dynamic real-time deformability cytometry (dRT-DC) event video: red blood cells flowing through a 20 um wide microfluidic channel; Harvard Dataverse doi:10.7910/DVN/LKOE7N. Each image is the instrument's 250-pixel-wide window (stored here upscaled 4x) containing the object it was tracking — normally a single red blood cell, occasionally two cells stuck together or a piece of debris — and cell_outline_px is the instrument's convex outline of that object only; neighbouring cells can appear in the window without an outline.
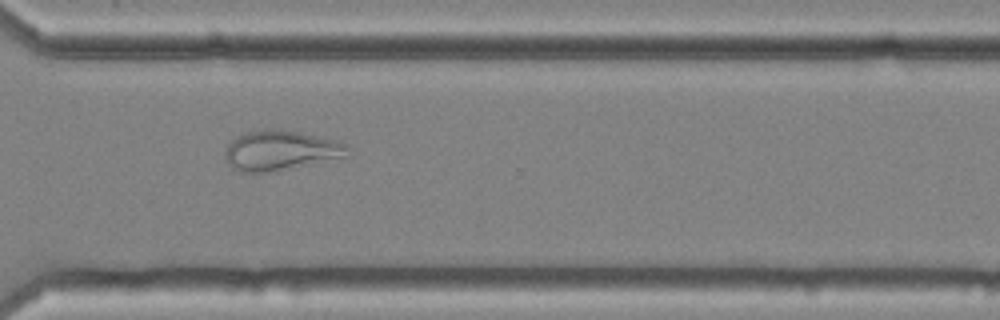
{"species": "common noctule bat (a hibernating species)", "species_latin": "Nyctalus noctula", "temperature_condition": "cold", "stored_images_in_passage": 39, "camera_frame_rate_fps": 3000, "um_per_image_px": 0.085, "animal": {"sex": "female", "body_mass_g": 25.1}, "frame": {"image": 1, "passage_image": 25, "time_ms": 8.0, "image_size_px": [1000, 320], "cell_outline_px": [[348, 156], [276, 172], [240, 172], [232, 168], [228, 164], [224, 156], [224, 152], [228, 144], [236, 136], [260, 128], [276, 128], [300, 132], [340, 140], [348, 144]], "centroid_in_image_um": [23.86, 12.78], "position_along_channel_um": 346.7, "area_um2": 29.19}}
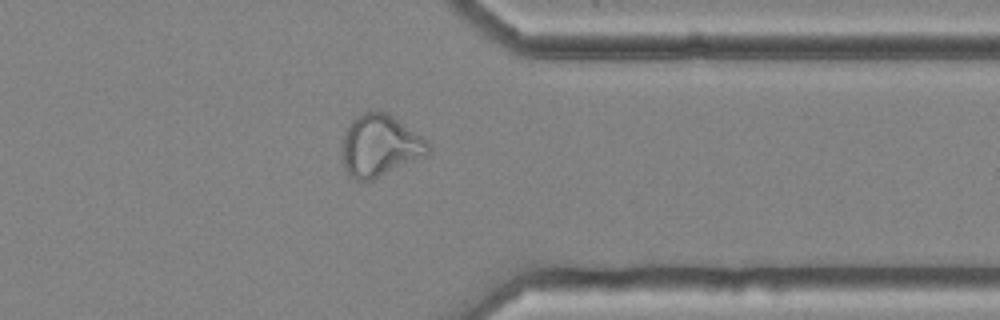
{"frame": {"image": 2, "passage_image": 28, "time_ms": 9.0, "image_size_px": [1000, 320], "cell_outline_px": [[432, 152], [424, 156], [372, 180], [356, 180], [344, 168], [344, 132], [352, 120], [356, 116], [364, 112], [388, 112], [428, 140], [432, 148]], "centroid_in_image_um": [32.35, 12.36], "position_along_channel_um": 379.1, "area_um2": 30.63}}
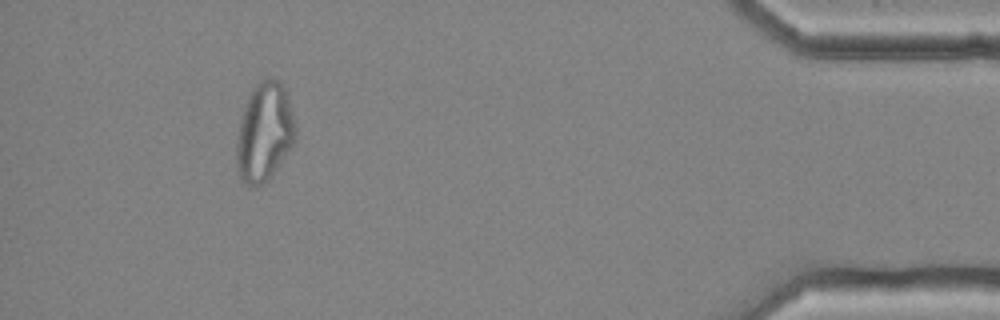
{"frame": {"image": 3, "passage_image": 35, "time_ms": 11.333, "image_size_px": [1000, 320], "cell_outline_px": [[296, 132], [292, 144], [272, 176], [264, 184], [256, 188], [252, 188], [240, 180], [236, 168], [236, 140], [240, 120], [244, 104], [252, 88], [260, 80], [280, 80], [284, 84], [288, 96], [296, 128]], "centroid_in_image_um": [22.44, 11.27], "position_along_channel_um": 412.8, "area_um2": 34.28}, "authors_computed_cell_mechanics": {"area_um2": 29.5358, "velocity_mm_per_s": 3.6265, "shape_relaxation_time_tau1_ms": null, "shape_relaxation_time_tau2_ms": 2.1395, "deformation_change_tau1": null, "deformation_change_tau2": 0.0963}}